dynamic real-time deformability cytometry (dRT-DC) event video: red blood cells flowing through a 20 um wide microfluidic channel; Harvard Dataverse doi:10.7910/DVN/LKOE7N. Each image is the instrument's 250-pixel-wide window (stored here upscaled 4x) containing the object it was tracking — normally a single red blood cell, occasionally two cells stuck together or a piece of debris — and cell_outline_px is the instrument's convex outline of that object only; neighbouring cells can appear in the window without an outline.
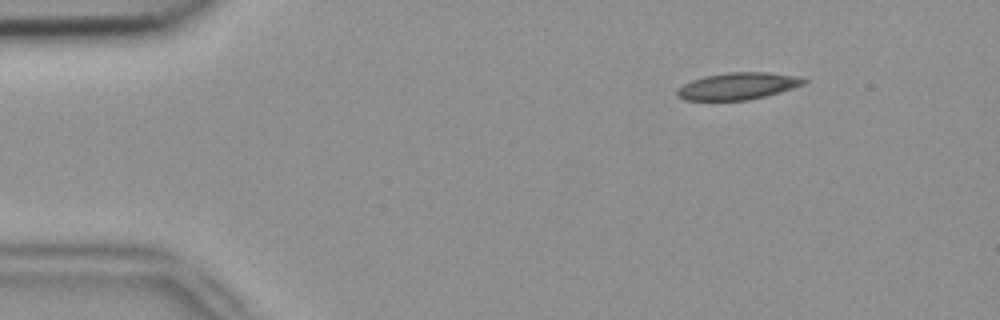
{"species": "common noctule bat (a hibernating species)", "species_latin": "Nyctalus noctula", "temperature_condition": "room temperature", "stored_images_in_passage": 2, "segment_of_instrument_passage": [1, 2], "camera_frame_rate_fps": 3000, "um_per_image_px": 0.085, "animal": {"sex": "female", "body_mass_g": 18.4}, "frame": {"image": 1, "passage_image": 1, "time_ms": 0.0, "image_size_px": [1000, 320], "cell_outline_px": [[808, 80], [804, 84], [780, 92], [748, 100], [684, 100], [676, 96], [676, 92], [684, 84], [692, 80], [704, 76], [728, 72], [768, 72], [804, 76]], "centroid_in_image_um": [62.76, 7.3], "position_along_channel_um": 22.2, "area_um2": 20.0}}